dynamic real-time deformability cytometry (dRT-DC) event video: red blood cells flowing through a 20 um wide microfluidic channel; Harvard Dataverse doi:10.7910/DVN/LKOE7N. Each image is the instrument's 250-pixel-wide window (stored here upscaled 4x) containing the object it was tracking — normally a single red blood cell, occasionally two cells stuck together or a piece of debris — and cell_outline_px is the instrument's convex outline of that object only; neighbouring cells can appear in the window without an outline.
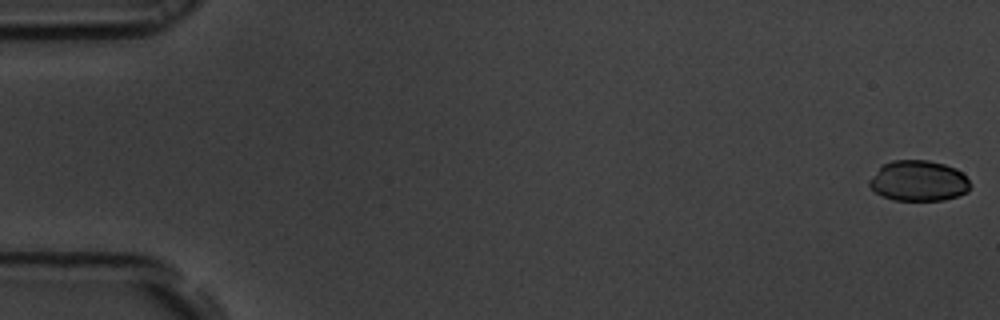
{"species": "common noctule bat (a hibernating species)", "species_latin": "Nyctalus noctula", "temperature_condition": "room temperature", "stored_images_in_passage": 56, "camera_frame_rate_fps": 3000, "um_per_image_px": 0.085, "animal": {"sex": "male", "body_mass_g": 19.5, "forearm_length_mm": 54.6}, "frame": {"image": 1, "passage_image": 1, "time_ms": 0.0, "image_size_px": [1000, 320], "cell_outline_px": [[972, 184], [968, 192], [944, 200], [892, 200], [880, 196], [868, 184], [868, 180], [884, 164], [892, 160], [928, 160], [944, 164], [956, 168]], "centroid_in_image_um": [78.08, 15.38], "position_along_channel_um": 6.9, "area_um2": 23.87}}
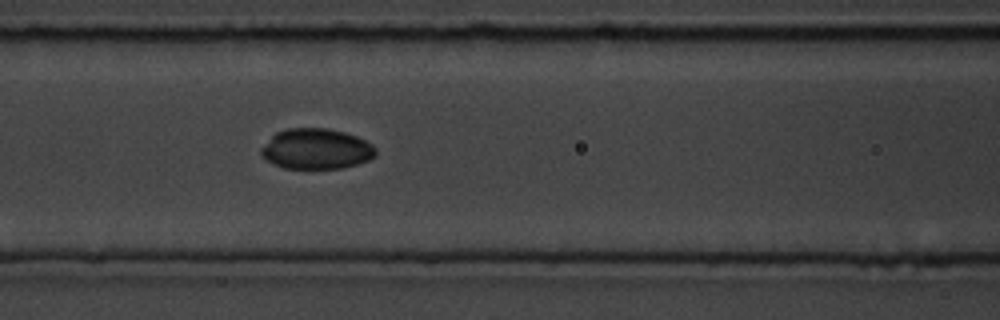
{"frame": {"image": 2, "passage_image": 24, "time_ms": 7.667, "image_size_px": [1000, 320], "cell_outline_px": [[376, 156], [368, 160], [344, 168], [284, 168], [272, 164], [260, 152], [260, 148], [276, 132], [288, 128], [328, 128], [344, 132], [356, 136], [372, 144], [376, 148]], "centroid_in_image_um": [26.89, 12.65], "position_along_channel_um": 139.7, "area_um2": 26.99}}
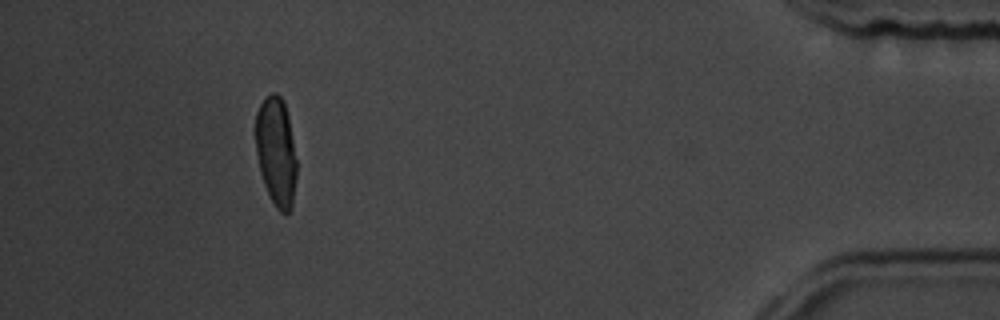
{"frame": {"image": 3, "passage_image": 51, "time_ms": 16.667, "image_size_px": [1000, 320], "cell_outline_px": [[296, 180], [292, 208], [288, 212], [280, 212], [276, 208], [264, 184], [260, 172], [256, 152], [256, 112], [264, 96], [272, 92], [276, 92], [284, 100], [288, 116], [296, 160]], "centroid_in_image_um": [23.47, 12.85], "position_along_channel_um": 411.7, "area_um2": 26.07}, "authors_computed_cell_mechanics": {"area_um2": 26.2701, "velocity_mm_per_s": 3.6977, "shape_relaxation_time_tau1_ms": 2.2797, "shape_relaxation_time_tau2_ms": 6.1036, "deformation_change_tau1": 0.0847, "deformation_change_tau2": 0.0909}}